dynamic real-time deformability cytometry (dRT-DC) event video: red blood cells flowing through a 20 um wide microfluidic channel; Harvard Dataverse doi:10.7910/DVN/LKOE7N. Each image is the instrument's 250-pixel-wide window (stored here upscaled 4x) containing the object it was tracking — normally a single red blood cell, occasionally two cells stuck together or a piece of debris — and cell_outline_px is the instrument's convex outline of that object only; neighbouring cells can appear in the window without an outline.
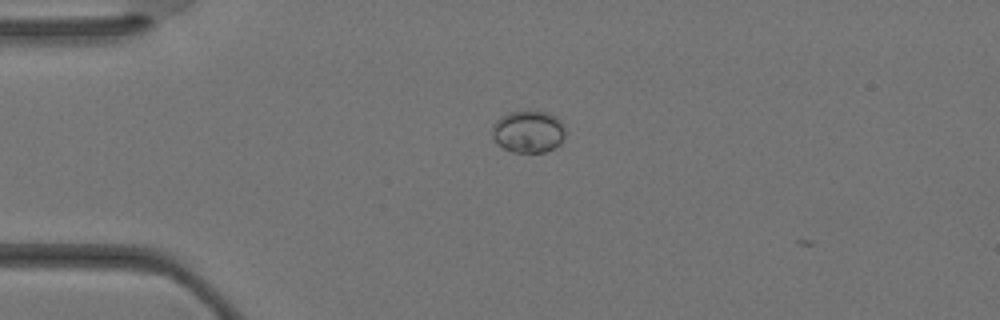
{"species": "Egyptian fruit bat (a non-hibernating species)", "species_latin": "Rousettus aegyptiacus", "temperature_condition": "warm", "stored_images_in_passage": 2, "camera_frame_rate_fps": 3000, "um_per_image_px": 0.085, "animal": {"sex": "female"}, "frame": {"image": 1, "passage_image": 1, "time_ms": 0.0, "image_size_px": [1000, 320], "cell_outline_px": [[564, 136], [560, 144], [544, 152], [512, 152], [504, 148], [492, 136], [492, 124], [500, 116], [508, 112], [548, 112], [556, 116], [560, 120], [564, 128]], "centroid_in_image_um": [44.9, 11.18], "position_along_channel_um": 40.1, "area_um2": 17.8}}